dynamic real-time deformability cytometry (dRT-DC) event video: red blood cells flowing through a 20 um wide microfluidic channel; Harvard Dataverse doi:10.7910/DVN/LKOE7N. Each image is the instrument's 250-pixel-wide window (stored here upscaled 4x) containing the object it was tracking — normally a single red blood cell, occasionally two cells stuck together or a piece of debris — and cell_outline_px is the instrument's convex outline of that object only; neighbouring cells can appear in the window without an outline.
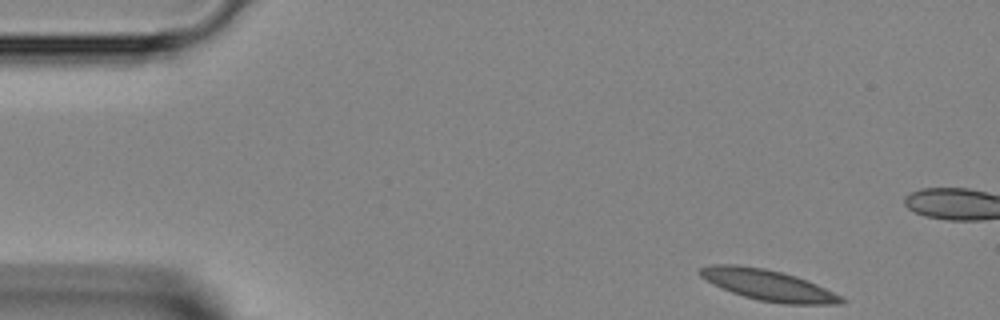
{"species": "Egyptian fruit bat (a non-hibernating species)", "species_latin": "Rousettus aegyptiacus", "temperature_condition": "room temperature", "stored_images_in_passage": 43, "camera_frame_rate_fps": 3000, "um_per_image_px": 0.085, "animal": {"sex": "female"}, "frame": {"image": 1, "passage_image": 1, "time_ms": 0.0, "image_size_px": [1000, 320], "cell_outline_px": [[848, 300], [844, 304], [784, 304], [760, 300], [744, 296], [720, 288], [700, 276], [696, 272], [700, 268], [716, 264], [736, 264], [764, 268], [784, 272], [808, 280], [844, 296]], "centroid_in_image_um": [65.35, 24.23], "position_along_channel_um": 19.6, "area_um2": 25.72}}
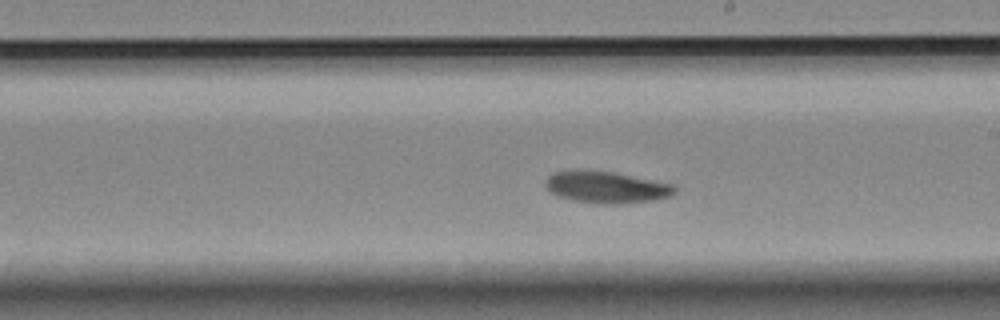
{"frame": {"image": 2, "passage_image": 22, "time_ms": 7.0, "image_size_px": [1000, 320], "cell_outline_px": [[676, 192], [672, 196], [652, 200], [620, 204], [592, 204], [560, 196], [552, 192], [544, 184], [548, 176], [552, 172], [612, 172], [672, 184], [676, 188]], "centroid_in_image_um": [51.59, 15.95], "position_along_channel_um": 237.4, "area_um2": 23.18}}
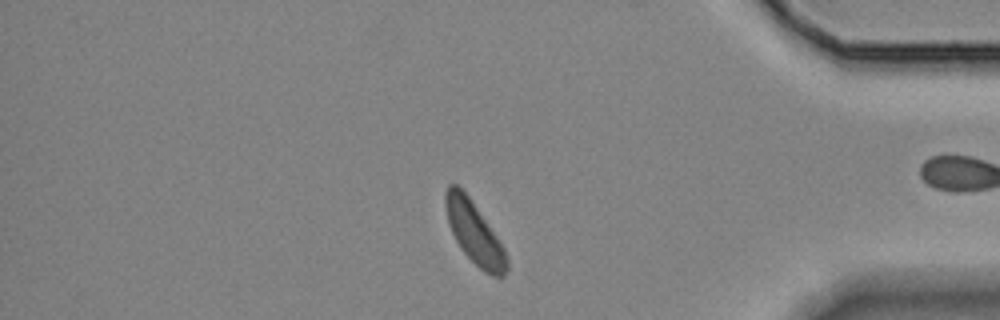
{"frame": {"image": 3, "passage_image": 35, "time_ms": 11.333, "image_size_px": [1000, 320], "cell_outline_px": [[508, 268], [504, 276], [492, 276], [484, 272], [460, 248], [452, 232], [448, 220], [444, 204], [444, 192], [448, 184], [456, 184], [468, 196], [496, 236], [504, 248], [508, 260]], "centroid_in_image_um": [40.31, 19.79], "position_along_channel_um": 394.9, "area_um2": 21.68}}